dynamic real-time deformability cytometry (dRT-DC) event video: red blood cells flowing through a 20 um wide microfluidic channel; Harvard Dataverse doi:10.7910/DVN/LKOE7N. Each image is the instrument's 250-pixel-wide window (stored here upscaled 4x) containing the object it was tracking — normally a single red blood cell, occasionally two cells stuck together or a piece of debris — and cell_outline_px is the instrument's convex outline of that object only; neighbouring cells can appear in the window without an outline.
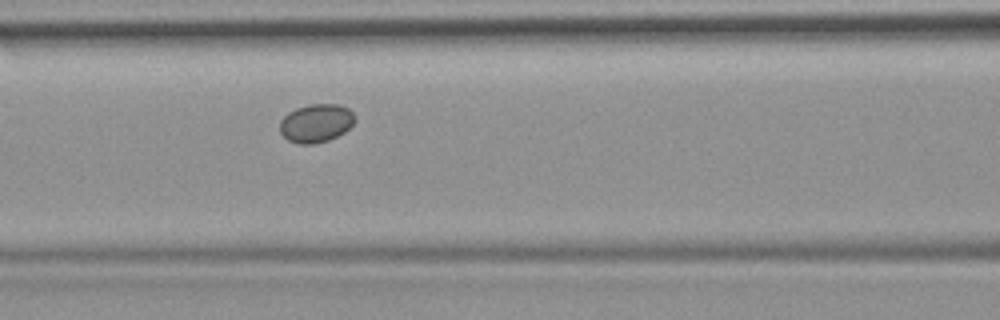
{"species": "common noctule bat (a hibernating species)", "species_latin": "Nyctalus noctula", "temperature_condition": "room temperature", "stored_images_in_passage": 6, "camera_frame_rate_fps": 3000, "um_per_image_px": 0.085, "animal": {"sex": "female", "body_mass_g": 19.9}, "frame": {"image": 1, "passage_image": 6, "time_ms": 1.667, "image_size_px": [1000, 320], "cell_outline_px": [[356, 120], [344, 132], [328, 140], [312, 144], [300, 144], [288, 140], [280, 132], [280, 120], [288, 112], [296, 108], [308, 104], [336, 104], [348, 108], [352, 112]], "centroid_in_image_um": [26.85, 10.46], "position_along_channel_um": 139.8, "area_um2": 16.7}}